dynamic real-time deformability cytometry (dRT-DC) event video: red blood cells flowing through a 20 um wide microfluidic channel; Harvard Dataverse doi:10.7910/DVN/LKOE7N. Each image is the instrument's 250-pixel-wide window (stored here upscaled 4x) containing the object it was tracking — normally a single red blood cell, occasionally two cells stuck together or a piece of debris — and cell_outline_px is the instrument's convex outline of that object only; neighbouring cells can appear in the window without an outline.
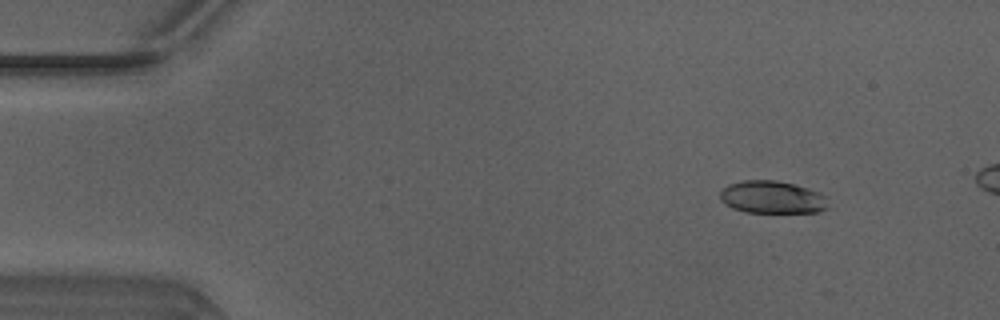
{"species": "Egyptian fruit bat (a non-hibernating species)", "species_latin": "Rousettus aegyptiacus", "temperature_condition": "warm", "stored_images_in_passage": 5, "camera_frame_rate_fps": 3000, "um_per_image_px": 0.085, "animal": {"sex": "male"}, "frame": {"image": 1, "passage_image": 1, "time_ms": 0.0, "image_size_px": [1000, 320], "cell_outline_px": [[828, 208], [816, 212], [744, 212], [732, 208], [724, 204], [720, 200], [720, 192], [728, 184], [744, 180], [776, 180], [808, 188], [820, 192], [824, 196]], "centroid_in_image_um": [65.59, 16.76], "position_along_channel_um": 19.4, "area_um2": 20.46}}